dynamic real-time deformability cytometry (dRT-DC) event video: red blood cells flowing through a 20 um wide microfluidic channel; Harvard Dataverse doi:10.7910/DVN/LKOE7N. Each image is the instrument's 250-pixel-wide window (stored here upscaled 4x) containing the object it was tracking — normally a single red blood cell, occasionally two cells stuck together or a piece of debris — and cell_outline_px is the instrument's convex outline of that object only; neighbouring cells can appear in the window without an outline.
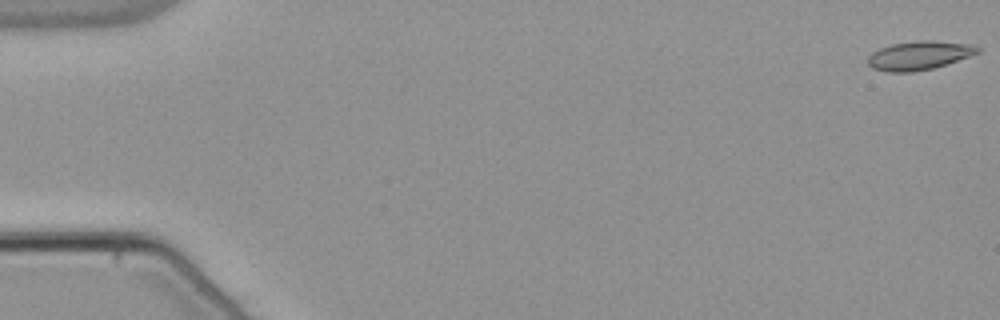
{"species": "common noctule bat (a hibernating species)", "species_latin": "Nyctalus noctula", "temperature_condition": "warm", "stored_images_in_passage": 54, "camera_frame_rate_fps": 3000, "um_per_image_px": 0.085, "animal": {"sex": "male", "body_mass_g": 21.5, "forearm_length_mm": 52.0}, "frame": {"image": 1, "passage_image": 1, "time_ms": 0.0, "image_size_px": [1000, 320], "cell_outline_px": [[980, 52], [932, 68], [912, 72], [888, 72], [872, 68], [868, 64], [868, 56], [872, 52], [880, 48], [892, 44], [916, 40], [932, 40], [976, 44], [980, 48]], "centroid_in_image_um": [78.12, 4.69], "position_along_channel_um": 6.9, "area_um2": 18.38}}
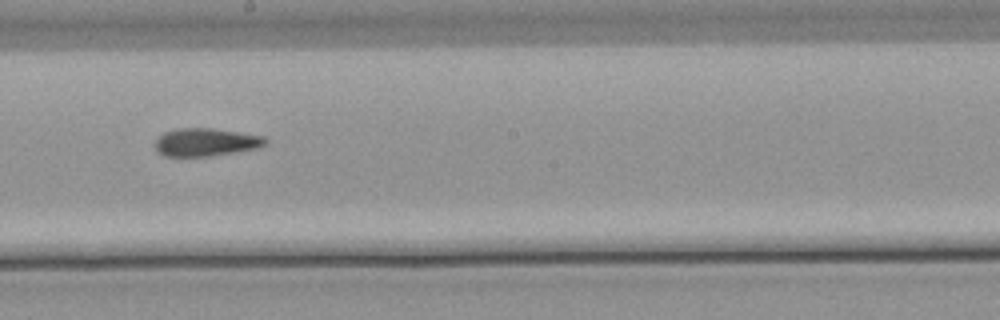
{"frame": {"image": 2, "passage_image": 31, "time_ms": 10.0, "image_size_px": [1000, 320], "cell_outline_px": [[268, 144], [256, 148], [208, 156], [164, 156], [156, 152], [156, 140], [164, 132], [176, 128], [212, 128], [240, 132], [264, 136], [268, 140]], "centroid_in_image_um": [17.5, 12.07], "position_along_channel_um": 230.7, "area_um2": 17.92}}
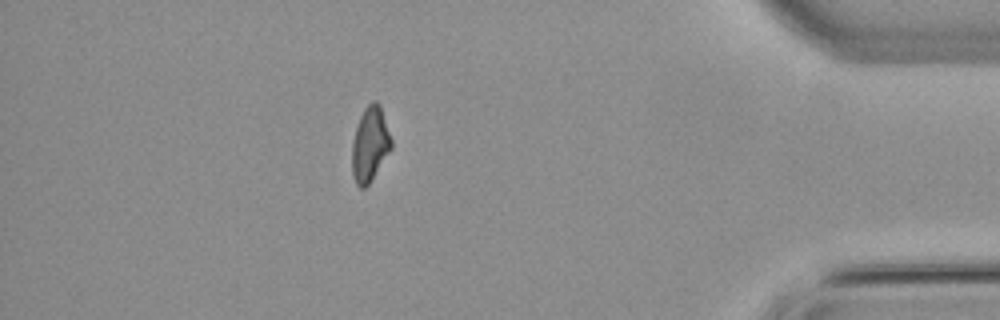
{"frame": {"image": 3, "passage_image": 48, "time_ms": 15.667, "image_size_px": [1000, 320], "cell_outline_px": [[392, 148], [368, 184], [364, 188], [360, 188], [356, 184], [352, 176], [352, 144], [356, 128], [360, 116], [364, 108], [372, 100], [376, 100], [380, 104], [392, 140]], "centroid_in_image_um": [31.44, 12.24], "position_along_channel_um": 403.8, "area_um2": 17.05}, "authors_computed_cell_mechanics": {"area_um2": 17.918, "velocity_mm_per_s": 3.8229, "shape_relaxation_time_tau1_ms": null, "shape_relaxation_time_tau2_ms": 4.4281, "deformation_change_tau1": null, "deformation_change_tau2": 0.1129}}